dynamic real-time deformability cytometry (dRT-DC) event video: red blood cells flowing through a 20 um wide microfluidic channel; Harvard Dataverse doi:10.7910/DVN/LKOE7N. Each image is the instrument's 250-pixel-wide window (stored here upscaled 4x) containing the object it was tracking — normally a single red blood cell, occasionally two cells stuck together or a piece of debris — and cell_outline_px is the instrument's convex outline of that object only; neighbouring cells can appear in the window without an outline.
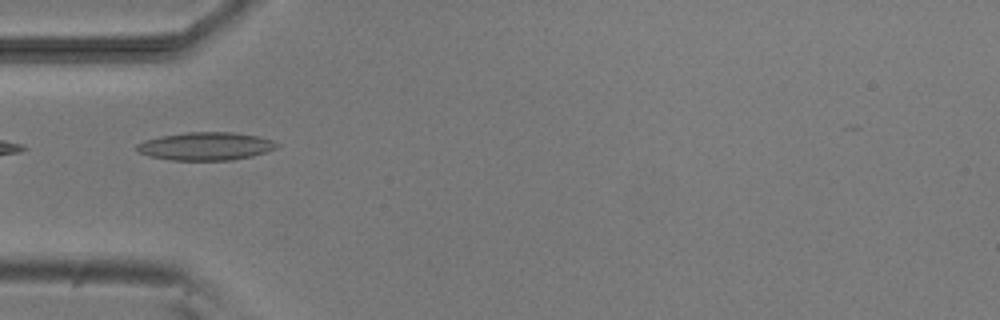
{"species": "common noctule bat (a hibernating species)", "species_latin": "Nyctalus noctula", "temperature_condition": "room temperature", "stored_images_in_passage": 5, "camera_frame_rate_fps": 3000, "um_per_image_px": 0.085, "animal": {"sex": "male", "body_mass_g": 20.5, "forearm_length_mm": 52.5}, "frame": {"image": 1, "passage_image": 5, "time_ms": 4.333, "image_size_px": [1000, 320], "cell_outline_px": [[280, 144], [276, 148], [252, 156], [232, 160], [172, 160], [152, 156], [140, 152], [136, 148], [136, 144], [144, 140], [160, 136], [184, 132], [236, 132], [256, 136], [272, 140]], "centroid_in_image_um": [17.49, 12.42], "position_along_channel_um": 67.5, "area_um2": 22.77}}